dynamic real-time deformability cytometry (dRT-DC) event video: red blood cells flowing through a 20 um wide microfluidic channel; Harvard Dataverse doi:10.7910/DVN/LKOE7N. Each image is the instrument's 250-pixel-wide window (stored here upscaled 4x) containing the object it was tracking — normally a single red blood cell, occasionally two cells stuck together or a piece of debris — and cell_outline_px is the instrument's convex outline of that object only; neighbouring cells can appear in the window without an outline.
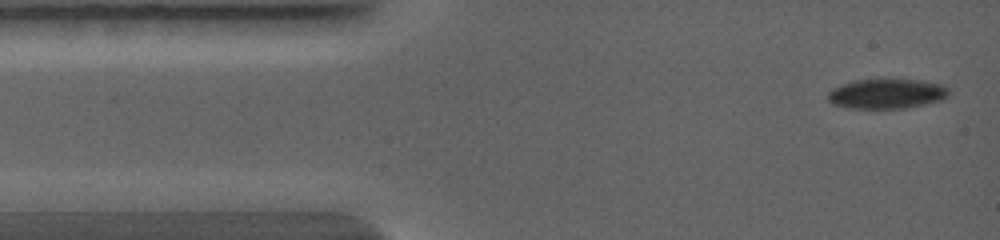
{"species": "common noctule bat (a hibernating species)", "species_latin": "Nyctalus noctula", "temperature_condition": "warm", "stored_images_in_passage": 10, "camera_frame_rate_fps": 5000, "um_per_image_px": 0.085, "animal": {"sex": "female", "body_mass_g": 19.0, "forearm_length_mm": 56.7}, "frame": {"image": 1, "passage_image": 1, "time_ms": 0.0, "image_size_px": [1000, 240], "cell_outline_px": [[948, 96], [944, 100], [904, 108], [848, 108], [832, 104], [828, 100], [828, 92], [832, 88], [840, 84], [852, 80], [920, 80], [944, 84], [948, 88]], "centroid_in_image_um": [75.37, 7.97], "position_along_channel_um": 9.6, "area_um2": 21.1}}
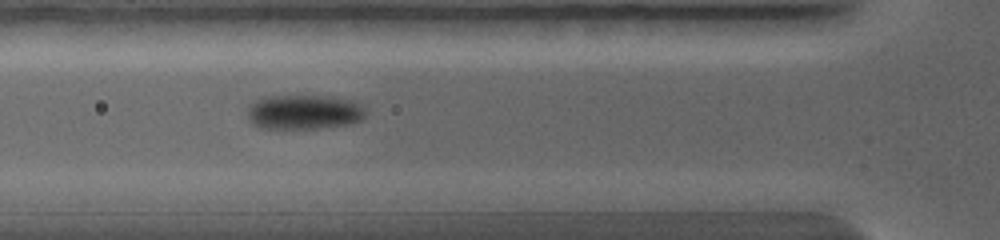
{"frame": {"image": 2, "passage_image": 7, "time_ms": 3.0, "image_size_px": [1000, 240], "cell_outline_px": [[368, 112], [360, 120], [348, 124], [316, 128], [260, 128], [252, 124], [248, 116], [248, 104], [264, 96], [332, 96], [352, 100], [360, 104]], "centroid_in_image_um": [25.83, 9.51], "position_along_channel_um": 100.0, "area_um2": 23.93}}
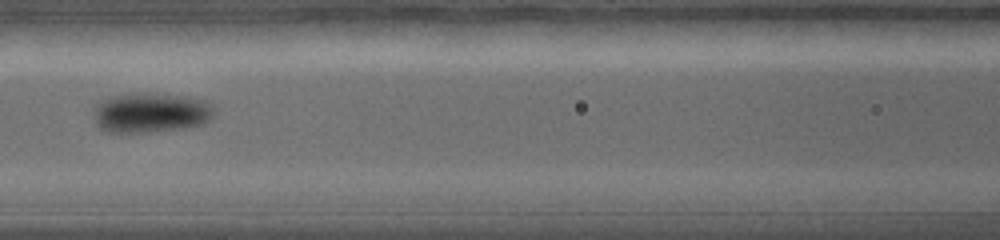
{"frame": {"image": 3, "passage_image": 9, "time_ms": 4.0, "image_size_px": [1000, 240], "cell_outline_px": [[212, 116], [208, 120], [200, 124], [184, 128], [148, 132], [108, 132], [100, 128], [96, 124], [96, 100], [112, 96], [132, 92], [148, 92], [184, 96], [208, 100], [212, 104]], "centroid_in_image_um": [12.8, 9.55], "position_along_channel_um": 153.8, "area_um2": 28.21}}